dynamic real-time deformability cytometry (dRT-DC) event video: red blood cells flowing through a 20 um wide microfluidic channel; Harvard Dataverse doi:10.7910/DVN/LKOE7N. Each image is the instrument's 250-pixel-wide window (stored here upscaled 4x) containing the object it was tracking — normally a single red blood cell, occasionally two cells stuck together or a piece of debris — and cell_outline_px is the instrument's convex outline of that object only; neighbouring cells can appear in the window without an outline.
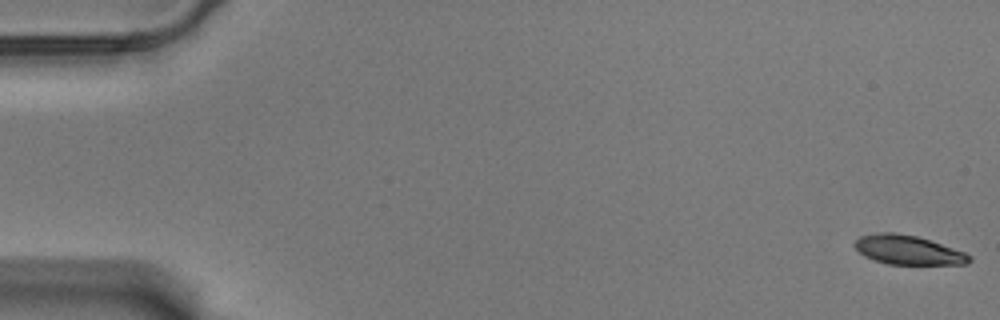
{"species": "Egyptian fruit bat (a non-hibernating species)", "species_latin": "Rousettus aegyptiacus", "temperature_condition": "warm", "stored_images_in_passage": 58, "camera_frame_rate_fps": 3000, "um_per_image_px": 0.085, "animal": {"sex": "male"}, "frame": {"image": 1, "passage_image": 1, "time_ms": 0.0, "image_size_px": [1000, 320], "cell_outline_px": [[972, 260], [964, 264], [888, 264], [876, 260], [860, 252], [856, 248], [856, 240], [860, 236], [880, 232], [892, 232], [916, 236], [964, 252], [972, 256]], "centroid_in_image_um": [77.21, 21.25], "position_along_channel_um": 7.8, "area_um2": 18.96}}
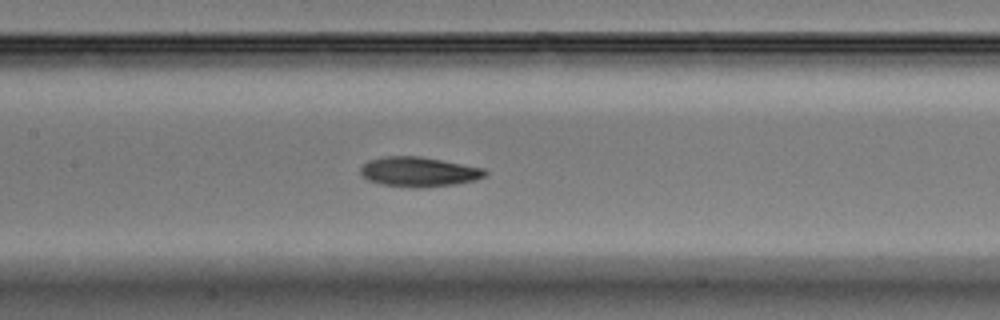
{"frame": {"image": 2, "passage_image": 28, "time_ms": 9.0, "image_size_px": [1000, 320], "cell_outline_px": [[488, 172], [484, 176], [476, 180], [456, 184], [428, 188], [408, 188], [380, 184], [368, 180], [360, 172], [360, 168], [368, 160], [384, 156], [420, 156], [484, 168]], "centroid_in_image_um": [35.59, 14.62], "position_along_channel_um": 171.8, "area_um2": 21.85}}
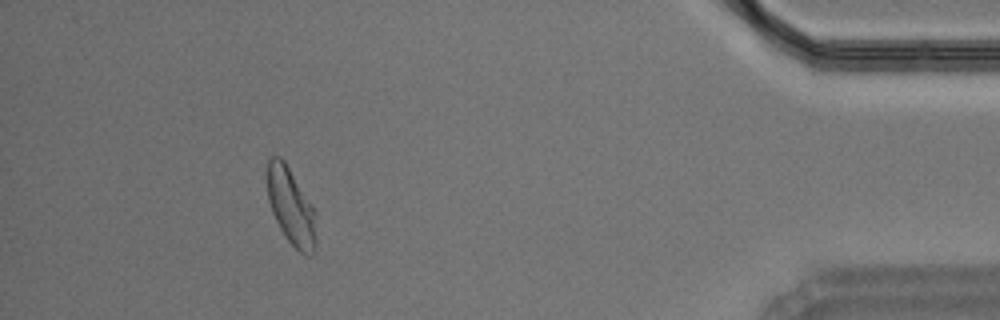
{"frame": {"image": 3, "passage_image": 53, "time_ms": 17.333, "image_size_px": [1000, 320], "cell_outline_px": [[316, 244], [312, 256], [304, 256], [288, 240], [280, 228], [272, 212], [268, 200], [264, 176], [268, 160], [272, 156], [280, 156], [284, 160], [312, 204], [316, 212]], "centroid_in_image_um": [24.72, 17.52], "position_along_channel_um": 410.5, "area_um2": 22.48}, "authors_computed_cell_mechanics": {"area_um2": 21.2126, "velocity_mm_per_s": 3.5094, "shape_relaxation_time_tau1_ms": 3.2853, "shape_relaxation_time_tau2_ms": 3.4265, "deformation_change_tau1": 0.1553, "deformation_change_tau2": 0.0983}}